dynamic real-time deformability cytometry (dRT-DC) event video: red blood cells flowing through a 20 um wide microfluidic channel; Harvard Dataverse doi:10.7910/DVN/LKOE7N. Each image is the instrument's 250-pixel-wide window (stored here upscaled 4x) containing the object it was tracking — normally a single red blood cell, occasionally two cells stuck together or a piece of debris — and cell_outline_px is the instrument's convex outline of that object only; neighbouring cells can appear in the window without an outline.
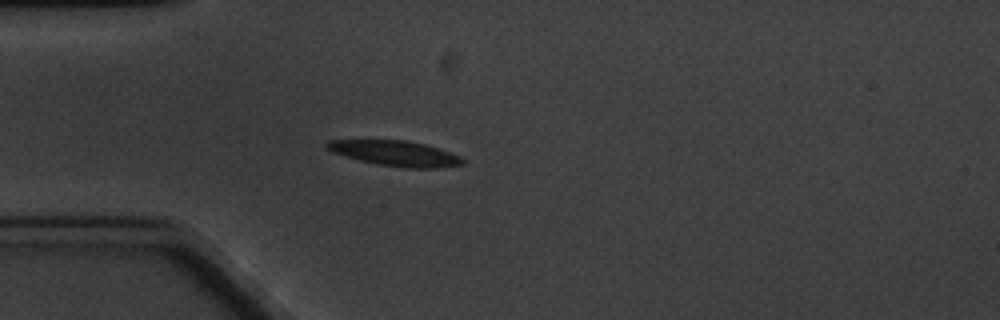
{"species": "common noctule bat (a hibernating species)", "species_latin": "Nyctalus noctula", "temperature_condition": "cold", "stored_images_in_passage": 5, "camera_frame_rate_fps": 3000, "um_per_image_px": 0.085, "animal": {"sex": "male", "body_mass_g": 20.1, "forearm_length_mm": 53.5}, "frame": {"image": 1, "passage_image": 5, "time_ms": 4.667, "image_size_px": [1000, 320], "cell_outline_px": [[464, 164], [436, 168], [408, 168], [376, 164], [344, 156], [332, 152], [324, 148], [324, 144], [328, 140], [404, 140], [424, 144], [460, 156], [464, 160]], "centroid_in_image_um": [33.54, 13.03], "position_along_channel_um": 51.5, "area_um2": 19.88}}